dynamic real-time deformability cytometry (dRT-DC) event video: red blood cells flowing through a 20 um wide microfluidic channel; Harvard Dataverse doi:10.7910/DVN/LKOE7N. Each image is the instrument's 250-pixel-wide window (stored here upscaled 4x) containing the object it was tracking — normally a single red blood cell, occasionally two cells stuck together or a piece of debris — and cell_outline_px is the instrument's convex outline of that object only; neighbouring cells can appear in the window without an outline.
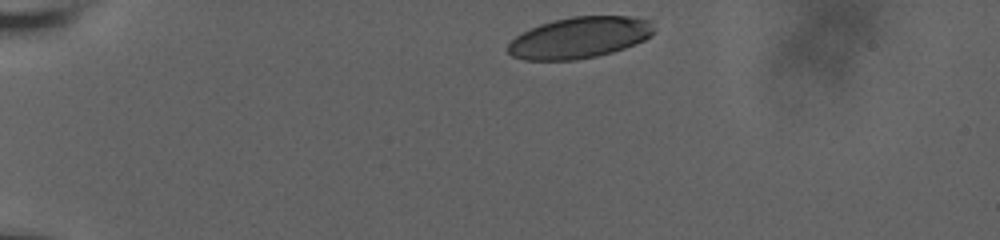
{"species": "human", "species_latin": "Homo sapiens", "temperature_condition": "room temperature", "stored_images_in_passage": 38, "camera_frame_rate_fps": 3000, "um_per_image_px": 0.085, "donor": {"sex": "male"}, "frame": {"image": 1, "passage_image": 1, "time_ms": 0.0, "image_size_px": [1000, 240], "cell_outline_px": [[656, 28], [644, 40], [624, 48], [612, 52], [596, 56], [576, 60], [524, 60], [512, 56], [508, 52], [508, 44], [516, 36], [540, 24], [552, 20], [572, 16], [632, 16], [652, 20]], "centroid_in_image_um": [49.28, 3.19], "position_along_channel_um": 35.7, "area_um2": 35.14}}
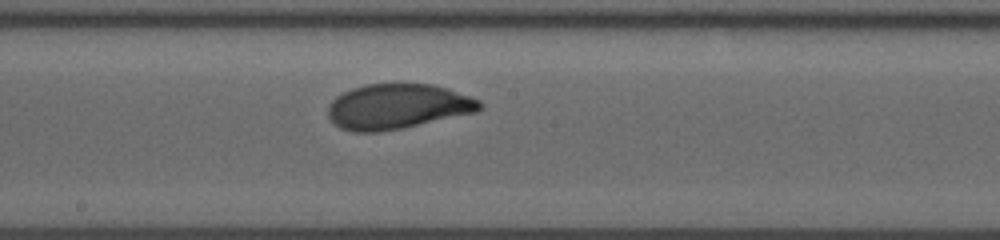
{"frame": {"image": 2, "passage_image": 22, "time_ms": 7.0, "image_size_px": [1000, 240], "cell_outline_px": [[484, 104], [476, 112], [404, 128], [380, 132], [352, 132], [340, 128], [328, 116], [328, 104], [336, 96], [352, 88], [364, 84], [432, 84], [448, 88], [472, 96], [480, 100]], "centroid_in_image_um": [33.8, 9.05], "position_along_channel_um": 214.4, "area_um2": 40.11}}
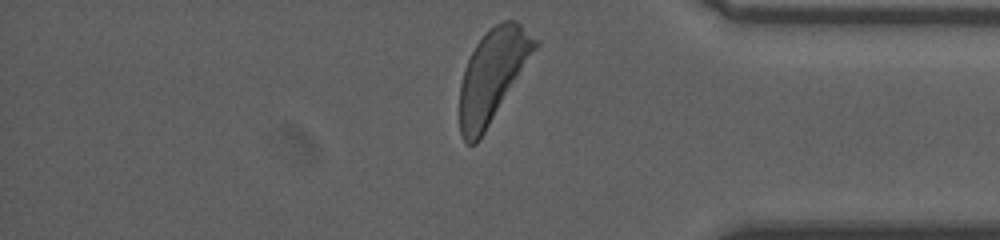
{"frame": {"image": 3, "passage_image": 38, "time_ms": 12.333, "image_size_px": [1000, 240], "cell_outline_px": [[540, 44], [484, 132], [476, 144], [468, 144], [464, 140], [460, 132], [460, 84], [464, 68], [476, 44], [496, 24], [504, 20], [516, 20], [540, 40]], "centroid_in_image_um": [41.89, 6.38], "position_along_channel_um": 393.3, "area_um2": 39.77}, "authors_computed_cell_mechanics": {"area_um2": 39.5352, "velocity_mm_per_s": 3.6168, "shape_relaxation_time_tau1_ms": 3.8829, "shape_relaxation_time_tau2_ms": null, "deformation_change_tau1": 0.1856, "deformation_change_tau2": null}}